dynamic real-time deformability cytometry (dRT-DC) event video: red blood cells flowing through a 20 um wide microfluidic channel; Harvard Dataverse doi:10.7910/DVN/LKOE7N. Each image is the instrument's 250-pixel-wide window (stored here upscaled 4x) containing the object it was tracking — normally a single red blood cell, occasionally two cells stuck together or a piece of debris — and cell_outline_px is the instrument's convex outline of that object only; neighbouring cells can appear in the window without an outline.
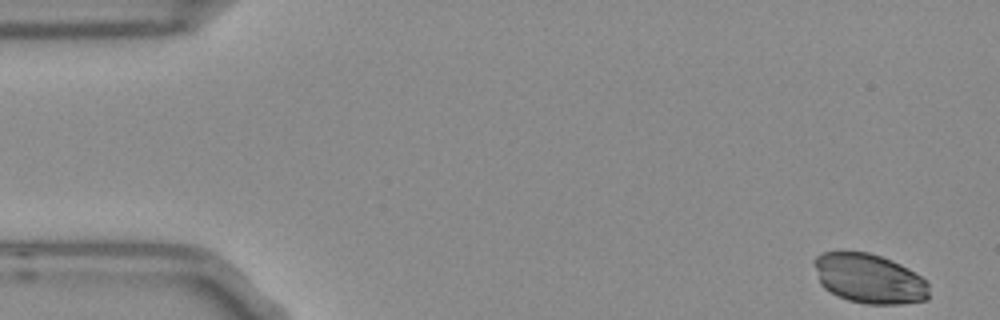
{"species": "Egyptian fruit bat (a non-hibernating species)", "species_latin": "Rousettus aegyptiacus", "temperature_condition": "room temperature", "stored_images_in_passage": 53, "camera_frame_rate_fps": 3000, "um_per_image_px": 0.085, "frame": {"image": 1, "passage_image": 1, "time_ms": 0.0, "image_size_px": [1000, 320], "cell_outline_px": [[928, 300], [900, 304], [864, 304], [848, 300], [836, 296], [824, 288], [820, 284], [812, 264], [812, 260], [816, 256], [824, 252], [868, 252], [892, 260], [908, 268], [920, 276], [928, 284]], "centroid_in_image_um": [73.85, 23.69], "position_along_channel_um": 11.2, "area_um2": 33.41}}
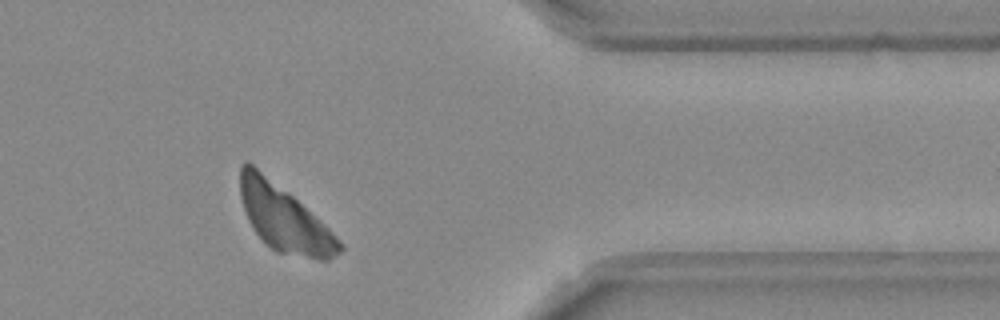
{"frame": {"image": 2, "passage_image": 43, "time_ms": 14.0, "image_size_px": [1000, 320], "cell_outline_px": [[344, 248], [340, 252], [328, 260], [320, 260], [276, 252], [264, 244], [248, 220], [240, 196], [240, 168], [244, 160], [248, 160], [288, 192], [320, 220], [344, 244]], "centroid_in_image_um": [24.14, 18.56], "position_along_channel_um": 387.3, "area_um2": 38.09}}
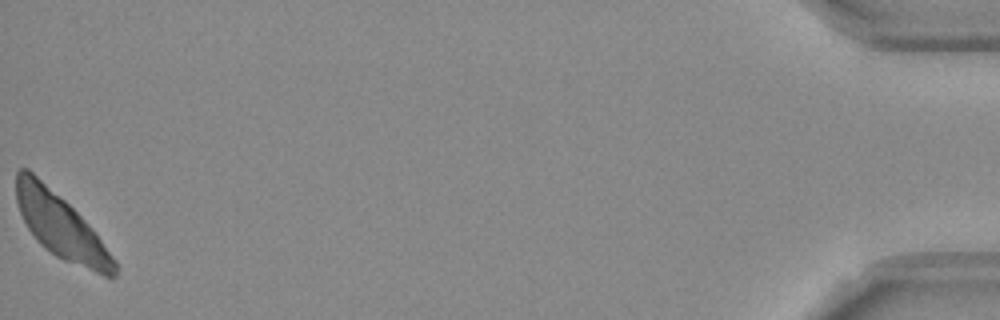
{"frame": {"image": 3, "passage_image": 53, "time_ms": 17.333, "image_size_px": [1000, 320], "cell_outline_px": [[120, 268], [116, 276], [112, 280], [64, 260], [56, 256], [44, 248], [36, 240], [28, 228], [20, 212], [16, 200], [16, 172], [20, 168], [28, 168], [64, 200], [96, 232], [116, 260]], "centroid_in_image_um": [5.22, 19.28], "position_along_channel_um": 430.0, "area_um2": 36.99}}